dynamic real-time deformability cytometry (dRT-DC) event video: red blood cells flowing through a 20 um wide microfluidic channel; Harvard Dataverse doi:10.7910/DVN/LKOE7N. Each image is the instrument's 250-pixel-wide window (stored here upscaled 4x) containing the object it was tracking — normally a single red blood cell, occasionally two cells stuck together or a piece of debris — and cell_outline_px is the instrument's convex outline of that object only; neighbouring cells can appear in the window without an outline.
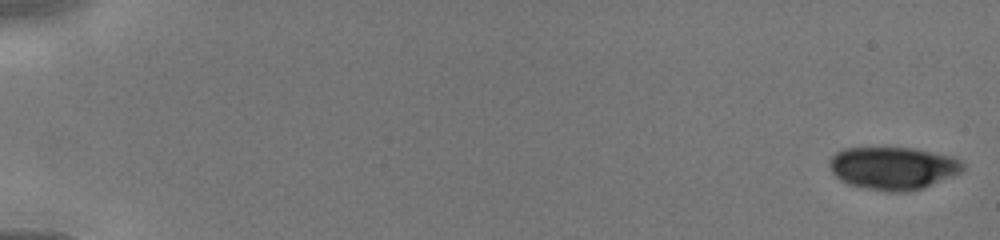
{"species": "human", "species_latin": "Homo sapiens", "temperature_condition": "cold", "stored_images_in_passage": 11, "camera_frame_rate_fps": 3000, "um_per_image_px": 0.085, "donor": {"sex": "male"}, "frame": {"image": 1, "passage_image": 1, "time_ms": 0.0, "image_size_px": [1000, 240], "cell_outline_px": [[964, 168], [960, 172], [924, 188], [904, 192], [888, 192], [848, 184], [840, 180], [832, 172], [828, 164], [828, 160], [836, 152], [844, 148], [912, 148], [952, 156], [960, 160], [964, 164]], "centroid_in_image_um": [75.89, 14.29], "position_along_channel_um": 9.1, "area_um2": 33.12}}
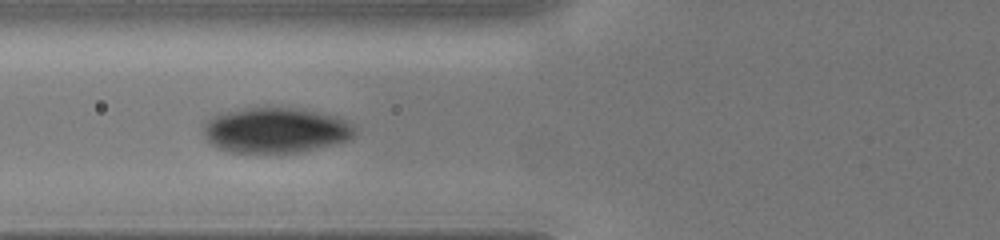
{"frame": {"image": 2, "passage_image": 10, "time_ms": 6.0, "image_size_px": [1000, 240], "cell_outline_px": [[356, 132], [348, 140], [336, 144], [300, 152], [228, 152], [216, 148], [204, 136], [200, 124], [212, 116], [224, 112], [244, 108], [296, 108], [320, 112], [340, 116], [352, 124], [356, 128]], "centroid_in_image_um": [23.42, 11.06], "position_along_channel_um": 102.4, "area_um2": 40.46}}
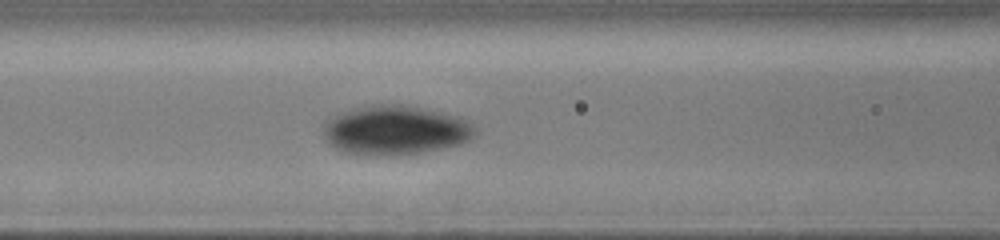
{"frame": {"image": 3, "passage_image": 11, "time_ms": 6.667, "image_size_px": [1000, 240], "cell_outline_px": [[476, 132], [468, 140], [460, 144], [424, 152], [344, 152], [336, 148], [324, 136], [324, 120], [328, 116], [352, 108], [368, 104], [408, 104], [460, 116], [472, 124], [476, 128]], "centroid_in_image_um": [33.61, 10.98], "position_along_channel_um": 133.0, "area_um2": 42.89}}